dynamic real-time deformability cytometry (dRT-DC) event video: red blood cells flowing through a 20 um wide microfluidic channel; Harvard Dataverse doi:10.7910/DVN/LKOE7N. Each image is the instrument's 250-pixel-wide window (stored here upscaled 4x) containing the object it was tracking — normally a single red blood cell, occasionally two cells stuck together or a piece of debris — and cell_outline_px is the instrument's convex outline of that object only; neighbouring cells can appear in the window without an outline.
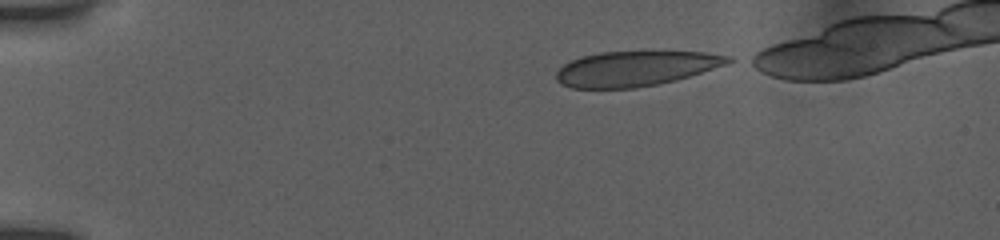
{"species": "human", "species_latin": "Homo sapiens", "temperature_condition": "room temperature", "stored_images_in_passage": 13, "camera_frame_rate_fps": 3000, "um_per_image_px": 0.085, "donor": {"sex": "female"}, "frame": {"image": 1, "passage_image": 1, "time_ms": 0.0, "image_size_px": [1000, 240], "cell_outline_px": [[732, 60], [724, 64], [676, 80], [636, 88], [572, 88], [560, 84], [556, 80], [556, 72], [564, 64], [572, 60], [584, 56], [600, 52], [704, 52], [732, 56]], "centroid_in_image_um": [53.97, 5.83], "position_along_channel_um": 31.0, "area_um2": 34.56}}
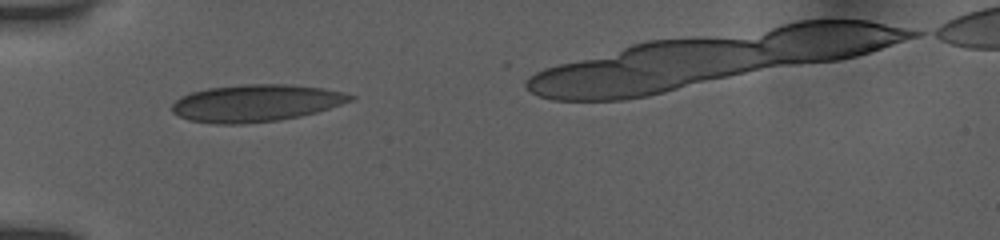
{"frame": {"image": 2, "passage_image": 12, "time_ms": 2.667, "image_size_px": [1000, 240], "cell_outline_px": [[356, 96], [352, 100], [316, 112], [300, 116], [276, 120], [240, 124], [216, 124], [188, 120], [172, 112], [172, 104], [180, 96], [192, 92], [208, 88], [244, 84], [292, 84], [320, 88], [340, 92]], "centroid_in_image_um": [21.7, 8.76], "position_along_channel_um": 63.3, "area_um2": 38.26}}